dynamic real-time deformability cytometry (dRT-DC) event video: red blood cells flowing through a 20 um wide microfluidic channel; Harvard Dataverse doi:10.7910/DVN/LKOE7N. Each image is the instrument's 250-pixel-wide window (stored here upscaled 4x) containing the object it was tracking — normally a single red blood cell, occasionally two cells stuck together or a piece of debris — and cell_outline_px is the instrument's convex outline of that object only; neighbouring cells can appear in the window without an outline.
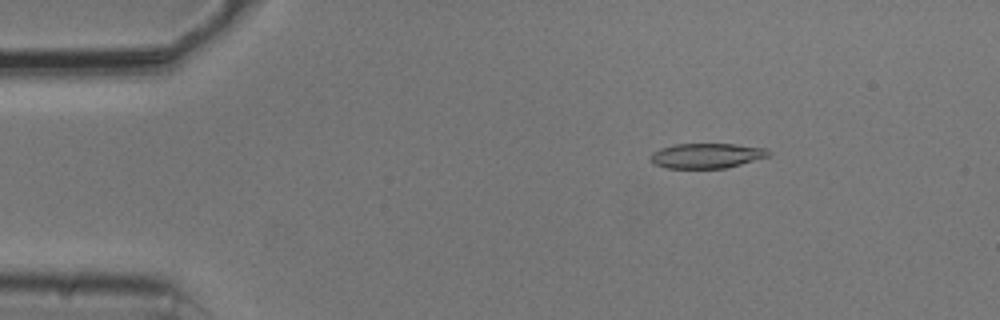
{"species": "common noctule bat (a hibernating species)", "species_latin": "Nyctalus noctula", "temperature_condition": "cold", "stored_images_in_passage": 53, "camera_frame_rate_fps": 3000, "um_per_image_px": 0.085, "animal": {"sex": "male", "body_mass_g": 20.5, "forearm_length_mm": 52.5}, "frame": {"image": 1, "passage_image": 8, "time_ms": 2.333, "image_size_px": [1000, 320], "cell_outline_px": [[772, 152], [768, 156], [740, 164], [724, 168], [664, 168], [652, 164], [652, 152], [660, 148], [672, 144], [736, 144], [768, 148]], "centroid_in_image_um": [60.06, 13.22], "position_along_channel_um": 24.9, "area_um2": 17.22}}
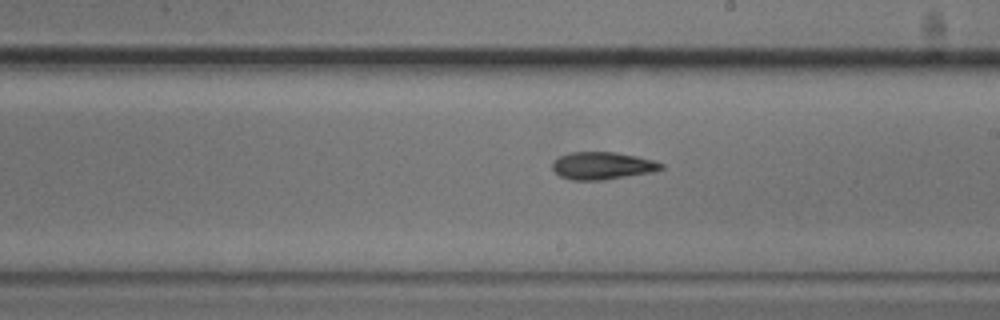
{"frame": {"image": 2, "passage_image": 30, "time_ms": 9.667, "image_size_px": [1000, 320], "cell_outline_px": [[664, 168], [652, 172], [604, 180], [572, 180], [560, 176], [552, 168], [552, 160], [568, 152], [616, 152], [636, 156], [652, 160], [664, 164]], "centroid_in_image_um": [51.18, 14.08], "position_along_channel_um": 237.8, "area_um2": 17.46}}
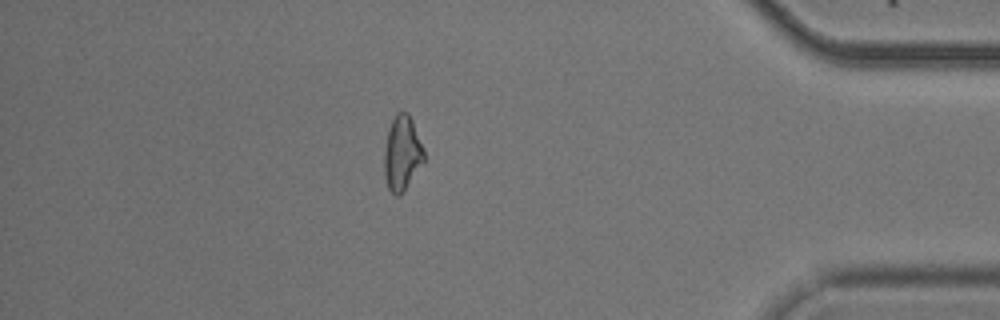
{"frame": {"image": 3, "passage_image": 46, "time_ms": 15.0, "image_size_px": [1000, 320], "cell_outline_px": [[424, 160], [404, 188], [396, 196], [388, 188], [384, 172], [384, 152], [388, 128], [396, 112], [408, 112], [412, 120], [424, 152]], "centroid_in_image_um": [34.15, 12.96], "position_along_channel_um": 401.1, "area_um2": 16.7}, "authors_computed_cell_mechanics": {"area_um2": 17.629, "velocity_mm_per_s": 3.7828, "shape_relaxation_time_tau1_ms": 3.9683, "shape_relaxation_time_tau2_ms": null, "deformation_change_tau1": 0.1262, "deformation_change_tau2": null}}